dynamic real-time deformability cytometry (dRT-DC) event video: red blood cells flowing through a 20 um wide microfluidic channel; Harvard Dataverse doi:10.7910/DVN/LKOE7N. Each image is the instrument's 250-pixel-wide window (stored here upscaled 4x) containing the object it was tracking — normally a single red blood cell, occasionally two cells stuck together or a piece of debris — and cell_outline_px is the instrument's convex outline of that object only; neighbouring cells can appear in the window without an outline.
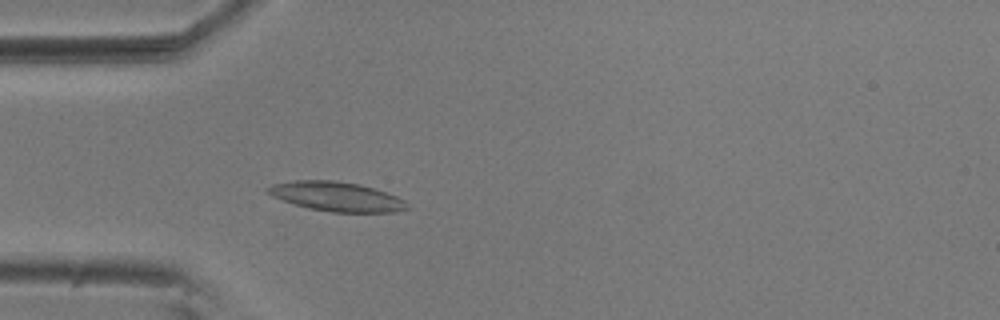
{"species": "common noctule bat (a hibernating species)", "species_latin": "Nyctalus noctula", "temperature_condition": "room temperature", "stored_images_in_passage": 42, "camera_frame_rate_fps": 3000, "um_per_image_px": 0.085, "animal": {"sex": "male", "body_mass_g": 20.5, "forearm_length_mm": 52.5}, "frame": {"image": 1, "passage_image": 3, "time_ms": 0.667, "image_size_px": [1000, 320], "cell_outline_px": [[412, 208], [396, 212], [332, 212], [308, 208], [272, 196], [264, 192], [264, 188], [272, 184], [296, 180], [336, 180], [360, 184], [396, 196], [404, 200]], "centroid_in_image_um": [28.6, 16.7], "position_along_channel_um": 56.4, "area_um2": 23.93}}
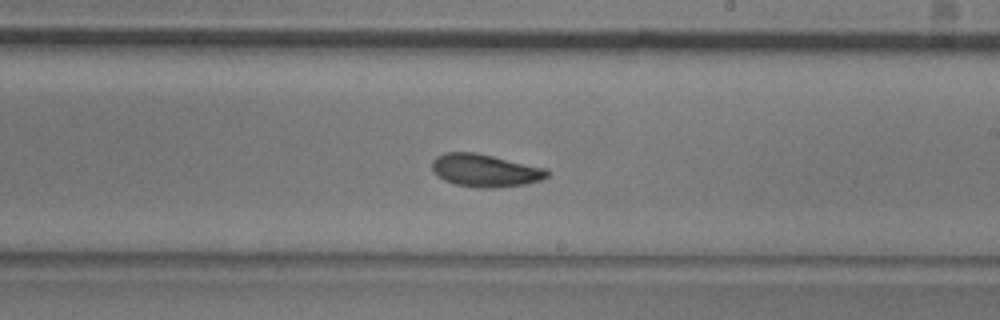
{"frame": {"image": 2, "passage_image": 19, "time_ms": 6.0, "image_size_px": [1000, 320], "cell_outline_px": [[548, 176], [540, 180], [524, 184], [496, 188], [476, 188], [456, 184], [444, 180], [432, 168], [432, 160], [436, 156], [444, 152], [476, 152], [548, 168]], "centroid_in_image_um": [41.25, 14.48], "position_along_channel_um": 247.8, "area_um2": 22.02}}
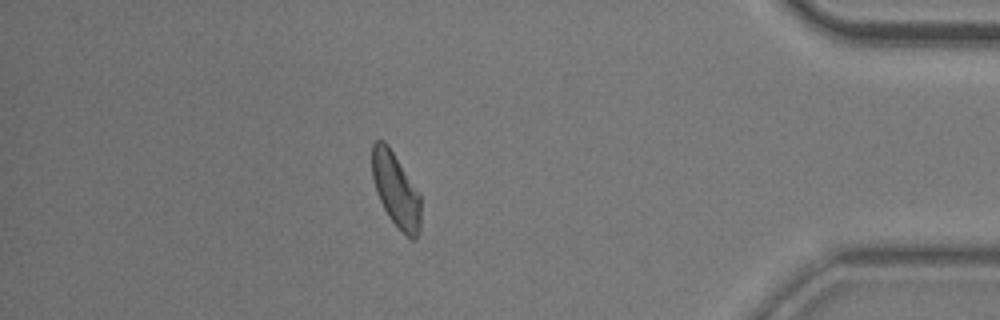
{"frame": {"image": 3, "passage_image": 35, "time_ms": 11.333, "image_size_px": [1000, 320], "cell_outline_px": [[420, 232], [416, 240], [412, 240], [388, 216], [376, 192], [372, 176], [372, 144], [376, 140], [384, 140], [388, 144], [420, 192]], "centroid_in_image_um": [33.66, 16.11], "position_along_channel_um": 401.5, "area_um2": 21.15}, "authors_computed_cell_mechanics": {"area_um2": 21.5883, "velocity_mm_per_s": 3.6595, "shape_relaxation_time_tau1_ms": 4.8819, "shape_relaxation_time_tau2_ms": 2.9953, "deformation_change_tau1": 0.1471, "deformation_change_tau2": 0.0826}}